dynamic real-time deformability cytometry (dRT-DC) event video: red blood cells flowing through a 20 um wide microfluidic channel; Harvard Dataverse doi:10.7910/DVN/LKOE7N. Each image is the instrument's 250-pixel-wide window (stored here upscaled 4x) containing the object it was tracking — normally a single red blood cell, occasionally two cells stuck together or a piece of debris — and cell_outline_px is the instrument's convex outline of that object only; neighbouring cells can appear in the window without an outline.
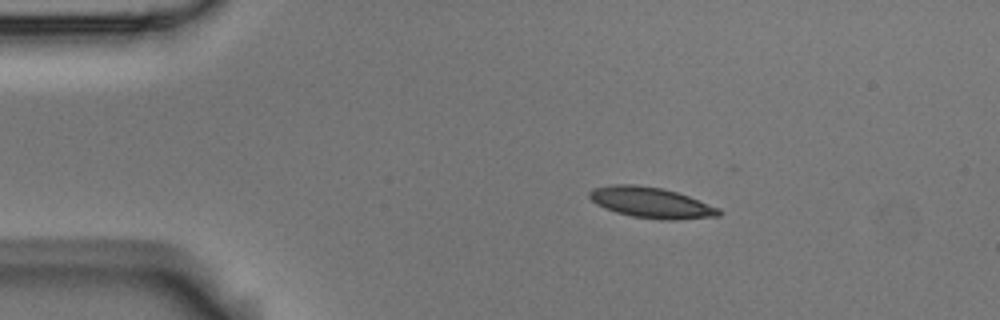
{"species": "Egyptian fruit bat (a non-hibernating species)", "species_latin": "Rousettus aegyptiacus", "temperature_condition": "room temperature", "stored_images_in_passage": 3, "camera_frame_rate_fps": 3000, "um_per_image_px": 0.085, "animal": {"sex": "male"}, "frame": {"image": 1, "passage_image": 1, "time_ms": 0.0, "image_size_px": [1000, 320], "cell_outline_px": [[724, 212], [720, 216], [676, 220], [664, 220], [632, 216], [616, 212], [596, 204], [588, 196], [588, 192], [592, 188], [612, 184], [636, 184], [664, 188], [688, 196], [720, 208]], "centroid_in_image_um": [55.36, 17.21], "position_along_channel_um": 29.6, "area_um2": 23.35}}